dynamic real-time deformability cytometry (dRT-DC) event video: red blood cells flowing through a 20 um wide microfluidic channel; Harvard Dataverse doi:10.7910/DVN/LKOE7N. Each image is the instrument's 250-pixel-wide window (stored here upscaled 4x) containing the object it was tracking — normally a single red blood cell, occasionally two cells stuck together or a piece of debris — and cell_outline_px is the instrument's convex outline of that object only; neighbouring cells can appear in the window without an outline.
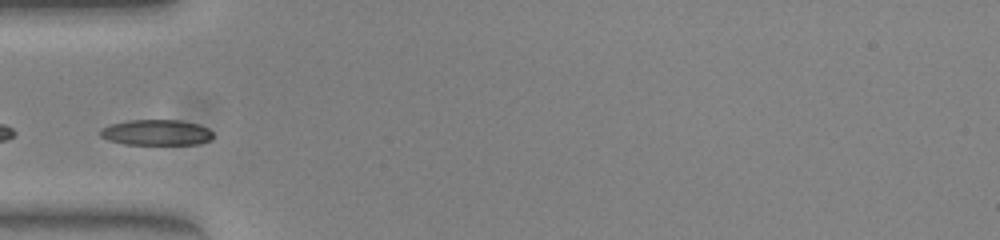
{"species": "common noctule bat (a hibernating species)", "species_latin": "Nyctalus noctula", "temperature_condition": "warm", "stored_images_in_passage": 25, "camera_frame_rate_fps": 3000, "um_per_image_px": 0.085, "animal": {"sex": "female", "body_mass_g": 23.0, "forearm_length_mm": 53.4}, "frame": {"image": 1, "passage_image": 1, "time_ms": 0.0, "image_size_px": [1000, 240], "cell_outline_px": [[212, 136], [208, 140], [196, 144], [124, 144], [108, 140], [100, 136], [100, 128], [112, 124], [128, 120], [180, 120], [200, 124], [208, 128], [212, 132]], "centroid_in_image_um": [13.27, 11.25], "position_along_channel_um": 71.7, "area_um2": 16.82}}
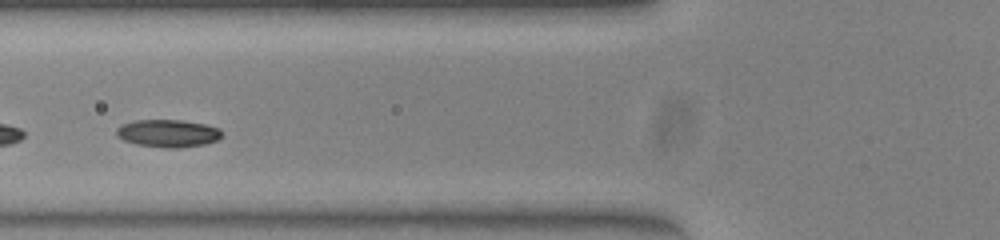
{"frame": {"image": 2, "passage_image": 4, "time_ms": 1.0, "image_size_px": [1000, 240], "cell_outline_px": [[224, 132], [216, 140], [204, 144], [180, 148], [164, 148], [136, 144], [124, 140], [116, 136], [116, 128], [124, 124], [136, 120], [180, 120], [208, 124], [220, 128]], "centroid_in_image_um": [14.3, 11.33], "position_along_channel_um": 111.5, "area_um2": 17.05}}